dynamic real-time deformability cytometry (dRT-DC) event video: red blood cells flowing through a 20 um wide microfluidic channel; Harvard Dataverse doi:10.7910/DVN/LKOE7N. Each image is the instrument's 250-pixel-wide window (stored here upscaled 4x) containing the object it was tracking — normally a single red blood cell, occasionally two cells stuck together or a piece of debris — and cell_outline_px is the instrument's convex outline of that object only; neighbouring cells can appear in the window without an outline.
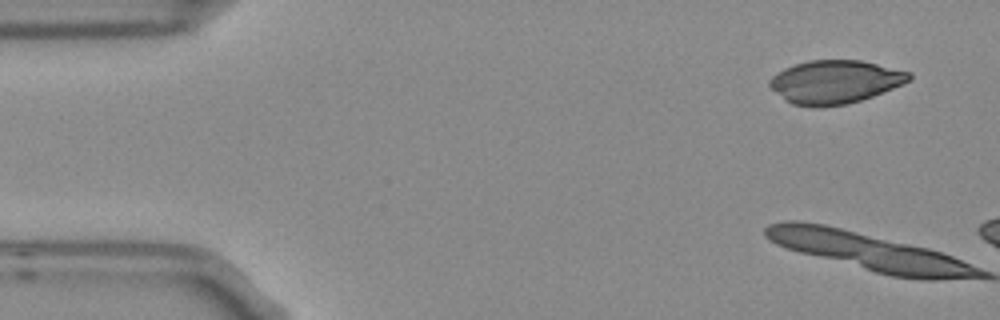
{"species": "Egyptian fruit bat (a non-hibernating species)", "species_latin": "Rousettus aegyptiacus", "temperature_condition": "room temperature", "stored_images_in_passage": 2, "segment_of_instrument_passage": [2, 2], "camera_frame_rate_fps": 3000, "um_per_image_px": 0.085, "frame": {"image": 1, "passage_image": 2, "time_ms": 0.333, "image_size_px": [1000, 320], "cell_outline_px": [[912, 76], [904, 84], [872, 96], [848, 104], [820, 108], [792, 104], [784, 100], [768, 84], [768, 80], [772, 76], [784, 68], [808, 60], [860, 60], [912, 72]], "centroid_in_image_um": [70.96, 6.97], "position_along_channel_um": 14.0, "area_um2": 35.26}}